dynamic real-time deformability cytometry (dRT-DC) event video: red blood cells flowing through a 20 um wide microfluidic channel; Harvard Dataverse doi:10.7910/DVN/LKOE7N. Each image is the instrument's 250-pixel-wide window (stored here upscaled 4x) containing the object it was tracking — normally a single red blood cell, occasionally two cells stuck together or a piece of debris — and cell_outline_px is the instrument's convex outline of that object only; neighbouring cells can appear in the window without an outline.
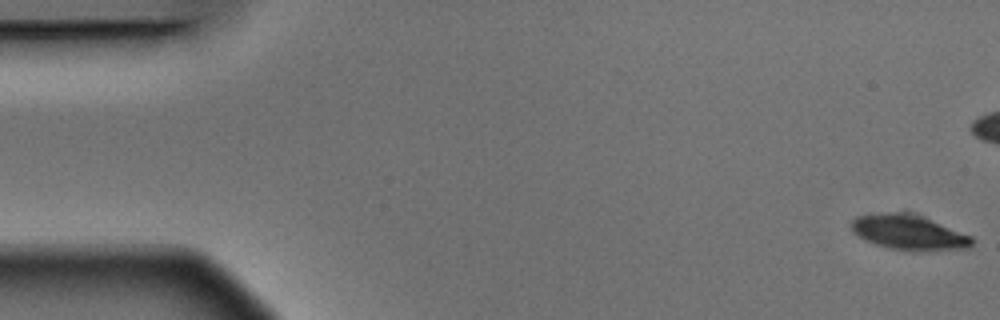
{"species": "Egyptian fruit bat (a non-hibernating species)", "species_latin": "Rousettus aegyptiacus", "temperature_condition": "warm", "stored_images_in_passage": 6, "camera_frame_rate_fps": 3000, "um_per_image_px": 0.085, "animal": {"sex": "male"}, "frame": {"image": 1, "passage_image": 1, "time_ms": 0.0, "image_size_px": [1000, 320], "cell_outline_px": [[972, 244], [968, 248], [932, 252], [912, 252], [888, 248], [864, 240], [856, 236], [852, 228], [852, 220], [856, 216], [880, 212], [896, 212], [920, 216], [972, 236]], "centroid_in_image_um": [77.23, 19.79], "position_along_channel_um": 7.8, "area_um2": 24.74}}
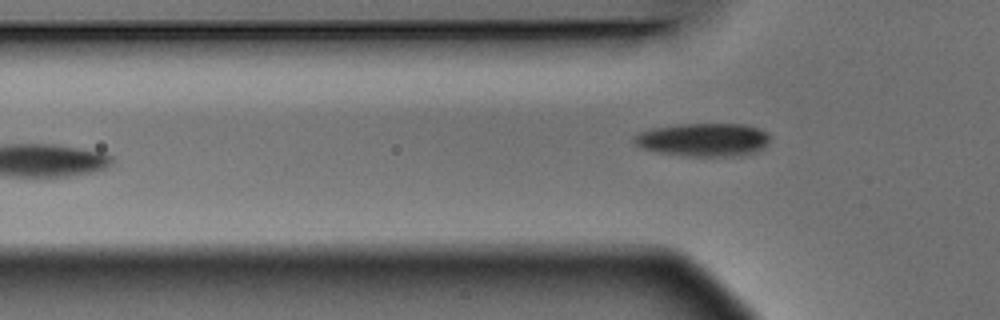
{"frame": {"image": 2, "passage_image": 6, "time_ms": 1.667, "image_size_px": [1000, 320], "cell_outline_px": [[772, 136], [768, 144], [764, 148], [756, 152], [740, 156], [684, 156], [656, 152], [644, 148], [636, 144], [632, 140], [640, 132], [652, 128], [680, 124], [744, 124], [760, 128], [768, 132]], "centroid_in_image_um": [59.87, 11.88], "position_along_channel_um": 65.9, "area_um2": 26.65}}